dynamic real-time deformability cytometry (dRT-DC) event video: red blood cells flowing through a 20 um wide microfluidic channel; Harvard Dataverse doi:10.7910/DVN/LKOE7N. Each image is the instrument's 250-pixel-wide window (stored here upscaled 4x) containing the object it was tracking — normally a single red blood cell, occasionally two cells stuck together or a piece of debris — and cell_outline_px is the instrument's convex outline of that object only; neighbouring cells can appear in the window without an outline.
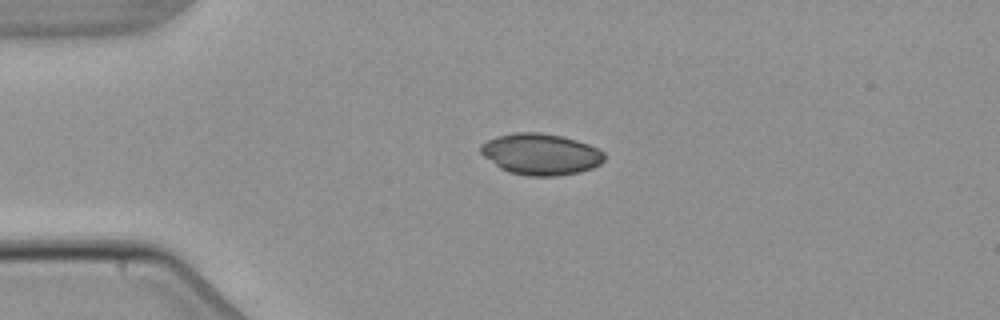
{"species": "common noctule bat (a hibernating species)", "species_latin": "Nyctalus noctula", "temperature_condition": "warm", "stored_images_in_passage": 3, "camera_frame_rate_fps": 3000, "um_per_image_px": 0.085, "animal": {"sex": "male", "body_mass_g": 21.5, "forearm_length_mm": 52.0}, "frame": {"image": 1, "passage_image": 3, "time_ms": 2.333, "image_size_px": [1000, 320], "cell_outline_px": [[604, 160], [600, 164], [592, 168], [580, 172], [556, 176], [524, 176], [508, 172], [500, 168], [484, 156], [480, 152], [480, 144], [496, 136], [516, 132], [540, 132], [560, 136], [576, 140], [588, 144], [604, 152]], "centroid_in_image_um": [45.94, 13.11], "position_along_channel_um": 39.1, "area_um2": 29.82}}